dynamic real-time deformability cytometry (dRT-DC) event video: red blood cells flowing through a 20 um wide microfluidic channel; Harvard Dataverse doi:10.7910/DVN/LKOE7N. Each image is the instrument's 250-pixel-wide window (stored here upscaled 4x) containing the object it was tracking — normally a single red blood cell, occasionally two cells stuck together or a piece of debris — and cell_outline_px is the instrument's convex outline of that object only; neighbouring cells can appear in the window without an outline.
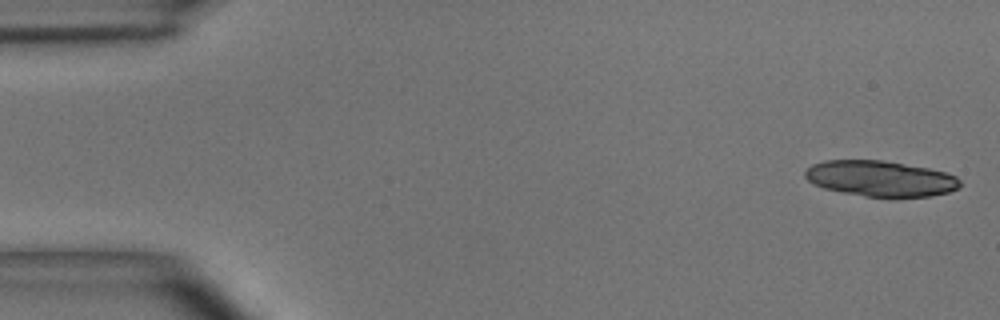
{"species": "common noctule bat (a hibernating species)", "species_latin": "Nyctalus noctula", "temperature_condition": "room temperature", "stored_images_in_passage": 21, "camera_frame_rate_fps": 3000, "um_per_image_px": 0.085, "animal": {"sex": "male", "body_mass_g": 15.6}, "frame": {"image": 1, "passage_image": 1, "time_ms": 0.0, "image_size_px": [1000, 320], "cell_outline_px": [[960, 188], [948, 192], [932, 196], [864, 196], [824, 188], [812, 184], [804, 176], [804, 172], [812, 164], [824, 160], [880, 160], [928, 168], [944, 172], [956, 176], [960, 180]], "centroid_in_image_um": [74.82, 15.17], "position_along_channel_um": 10.2, "area_um2": 31.96}}
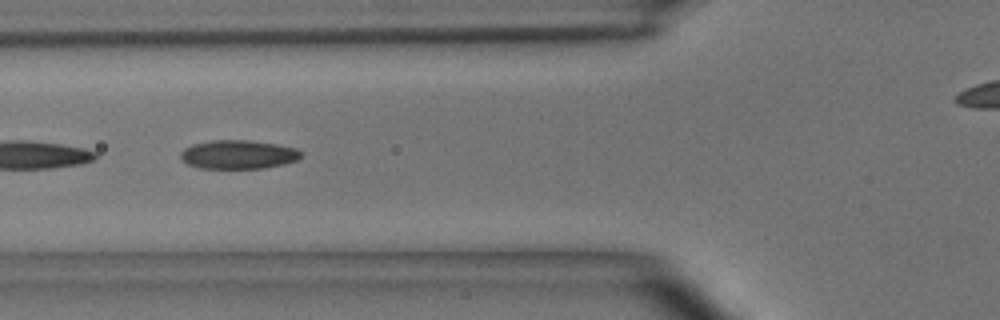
{"frame": {"image": 2, "passage_image": 18, "time_ms": 5.667, "image_size_px": [1000, 320], "cell_outline_px": [[300, 156], [296, 160], [284, 164], [264, 168], [200, 168], [188, 164], [180, 156], [180, 152], [184, 148], [192, 144], [212, 140], [252, 140], [276, 144], [296, 148], [300, 152]], "centroid_in_image_um": [20.23, 13.12], "position_along_channel_um": 105.6, "area_um2": 20.11}}